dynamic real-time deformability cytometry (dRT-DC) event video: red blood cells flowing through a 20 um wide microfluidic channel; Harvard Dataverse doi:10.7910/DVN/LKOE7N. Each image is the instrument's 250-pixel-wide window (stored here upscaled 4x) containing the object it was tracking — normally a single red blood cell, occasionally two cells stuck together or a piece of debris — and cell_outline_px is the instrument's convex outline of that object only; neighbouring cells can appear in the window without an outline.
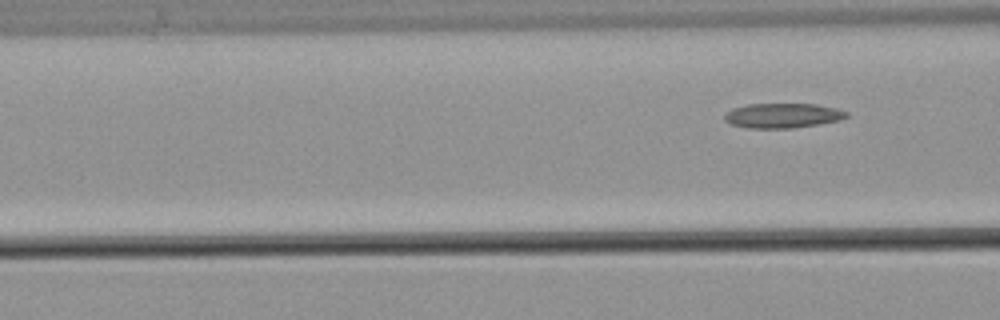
{"species": "common noctule bat (a hibernating species)", "species_latin": "Nyctalus noctula", "temperature_condition": "warm", "stored_images_in_passage": 7, "camera_frame_rate_fps": 3000, "um_per_image_px": 0.085, "animal": {"sex": "male", "body_mass_g": 21.5, "forearm_length_mm": 52.0}, "frame": {"image": 1, "passage_image": 7, "time_ms": 7.667, "image_size_px": [1000, 320], "cell_outline_px": [[848, 116], [840, 120], [820, 124], [792, 128], [748, 128], [732, 124], [724, 120], [724, 112], [732, 108], [748, 104], [816, 104], [836, 108], [848, 112]], "centroid_in_image_um": [66.51, 9.82], "position_along_channel_um": 100.1, "area_um2": 17.69}}